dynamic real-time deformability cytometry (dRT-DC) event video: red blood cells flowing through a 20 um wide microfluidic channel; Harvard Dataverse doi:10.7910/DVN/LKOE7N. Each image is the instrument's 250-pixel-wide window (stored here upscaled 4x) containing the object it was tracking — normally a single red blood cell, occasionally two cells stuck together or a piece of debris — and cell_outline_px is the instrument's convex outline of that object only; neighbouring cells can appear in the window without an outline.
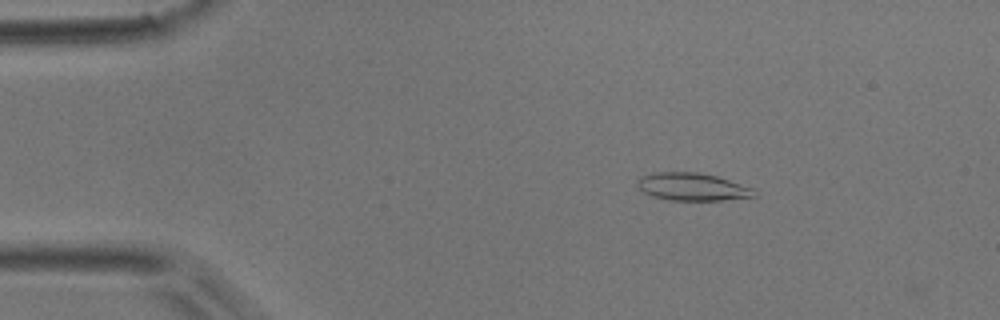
{"species": "common noctule bat (a hibernating species)", "species_latin": "Nyctalus noctula", "temperature_condition": "room temperature", "stored_images_in_passage": 2, "camera_frame_rate_fps": 3000, "um_per_image_px": 0.085, "animal": {"sex": "male", "body_mass_g": 17.9}, "frame": {"image": 1, "passage_image": 1, "time_ms": 0.0, "image_size_px": [1000, 320], "cell_outline_px": [[756, 196], [720, 200], [668, 200], [652, 196], [644, 192], [640, 188], [640, 176], [652, 172], [696, 172], [716, 176], [752, 188], [756, 192]], "centroid_in_image_um": [58.84, 15.88], "position_along_channel_um": 26.2, "area_um2": 18.5}}